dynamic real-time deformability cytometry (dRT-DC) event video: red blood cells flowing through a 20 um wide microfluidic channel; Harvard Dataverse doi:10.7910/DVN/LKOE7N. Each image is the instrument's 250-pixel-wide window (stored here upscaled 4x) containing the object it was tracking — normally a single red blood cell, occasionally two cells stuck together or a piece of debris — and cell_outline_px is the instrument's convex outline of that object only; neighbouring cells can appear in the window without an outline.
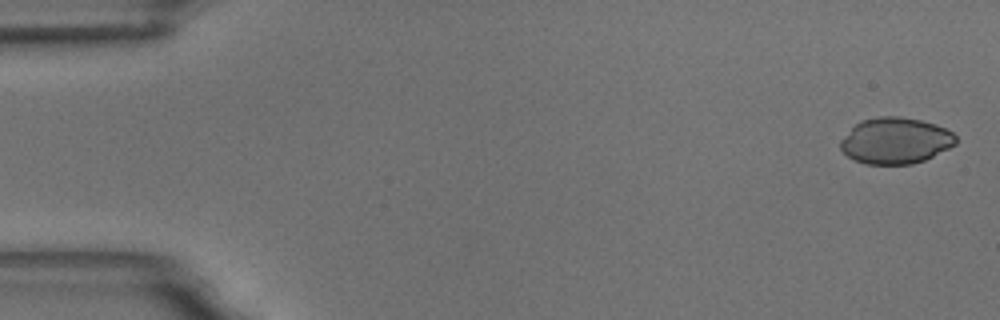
{"species": "common noctule bat (a hibernating species)", "species_latin": "Nyctalus noctula", "temperature_condition": "room temperature", "stored_images_in_passage": 57, "camera_frame_rate_fps": 3000, "um_per_image_px": 0.085, "animal": {"sex": "male", "body_mass_g": 18.8}, "frame": {"image": 1, "passage_image": 2, "time_ms": 0.333, "image_size_px": [1000, 320], "cell_outline_px": [[956, 144], [924, 160], [912, 164], [868, 164], [856, 160], [848, 156], [840, 148], [840, 140], [860, 120], [880, 116], [900, 116], [920, 120], [936, 124], [952, 132], [956, 136]], "centroid_in_image_um": [76.11, 11.95], "position_along_channel_um": 8.9, "area_um2": 30.87}}
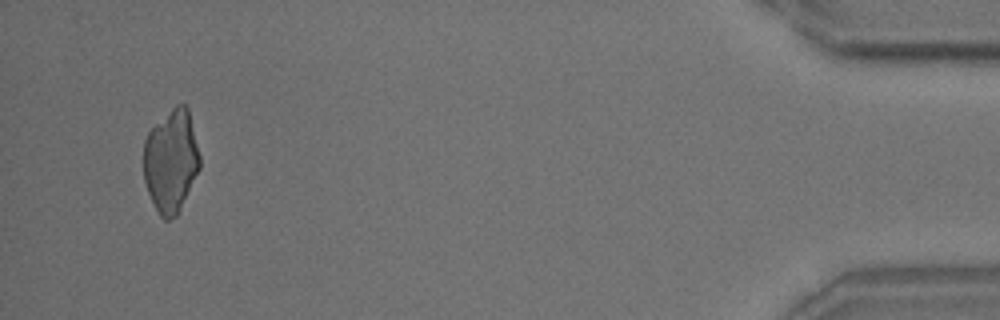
{"frame": {"image": 2, "passage_image": 55, "time_ms": 18.0, "image_size_px": [1000, 320], "cell_outline_px": [[200, 168], [176, 216], [168, 220], [164, 220], [160, 216], [148, 192], [144, 180], [144, 140], [148, 132], [176, 104], [184, 104], [188, 108], [200, 156]], "centroid_in_image_um": [14.53, 13.68], "position_along_channel_um": 420.7, "area_um2": 33.29}}